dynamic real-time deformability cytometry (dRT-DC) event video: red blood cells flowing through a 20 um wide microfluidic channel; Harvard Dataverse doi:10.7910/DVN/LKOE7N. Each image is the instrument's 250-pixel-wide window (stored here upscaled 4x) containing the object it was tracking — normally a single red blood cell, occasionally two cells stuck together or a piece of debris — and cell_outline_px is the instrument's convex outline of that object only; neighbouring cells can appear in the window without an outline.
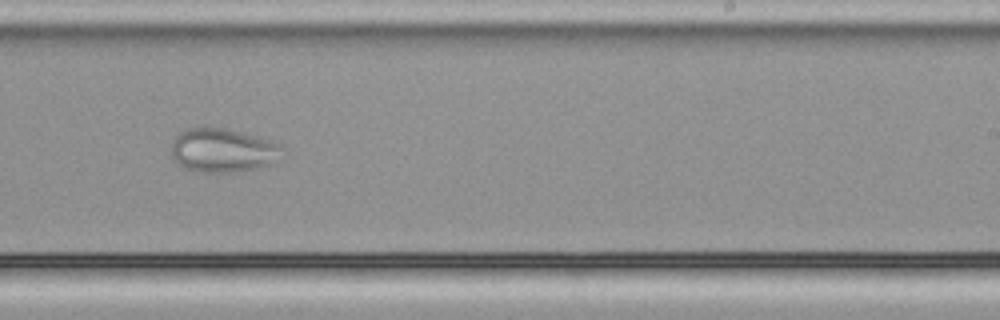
{"species": "common noctule bat (a hibernating species)", "species_latin": "Nyctalus noctula", "temperature_condition": "cold", "stored_images_in_passage": 40, "camera_frame_rate_fps": 3000, "um_per_image_px": 0.085, "animal": {"sex": "male", "body_mass_g": 21.5, "forearm_length_mm": 52.0}, "frame": {"image": 1, "passage_image": 20, "time_ms": 6.333, "image_size_px": [1000, 320], "cell_outline_px": [[284, 160], [256, 168], [236, 172], [200, 172], [180, 168], [172, 156], [172, 144], [176, 136], [184, 128], [204, 124], [224, 128], [272, 140], [280, 144], [284, 148]], "centroid_in_image_um": [18.96, 12.76], "position_along_channel_um": 270.0, "area_um2": 29.42}}
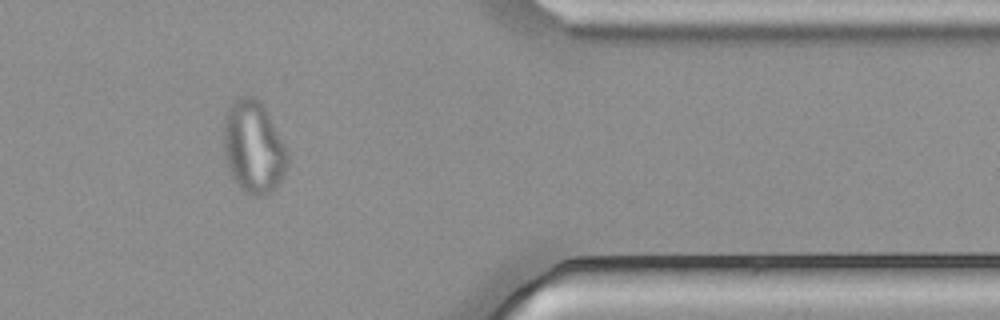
{"frame": {"image": 2, "passage_image": 31, "time_ms": 10.0, "image_size_px": [1000, 320], "cell_outline_px": [[288, 164], [276, 188], [268, 196], [256, 196], [244, 192], [236, 184], [232, 176], [224, 152], [224, 112], [240, 96], [252, 96], [260, 100], [288, 152]], "centroid_in_image_um": [21.54, 12.53], "position_along_channel_um": 389.9, "area_um2": 34.22}}
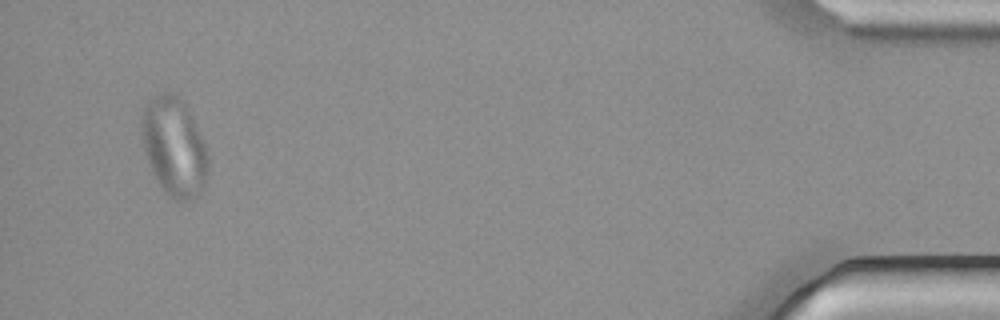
{"frame": {"image": 3, "passage_image": 38, "time_ms": 12.333, "image_size_px": [1000, 320], "cell_outline_px": [[208, 168], [204, 184], [200, 192], [192, 200], [176, 200], [168, 196], [160, 184], [148, 160], [140, 128], [140, 112], [148, 100], [156, 96], [168, 92], [172, 92], [184, 104], [204, 144], [208, 156]], "centroid_in_image_um": [14.78, 12.48], "position_along_channel_um": 420.4, "area_um2": 37.28}}